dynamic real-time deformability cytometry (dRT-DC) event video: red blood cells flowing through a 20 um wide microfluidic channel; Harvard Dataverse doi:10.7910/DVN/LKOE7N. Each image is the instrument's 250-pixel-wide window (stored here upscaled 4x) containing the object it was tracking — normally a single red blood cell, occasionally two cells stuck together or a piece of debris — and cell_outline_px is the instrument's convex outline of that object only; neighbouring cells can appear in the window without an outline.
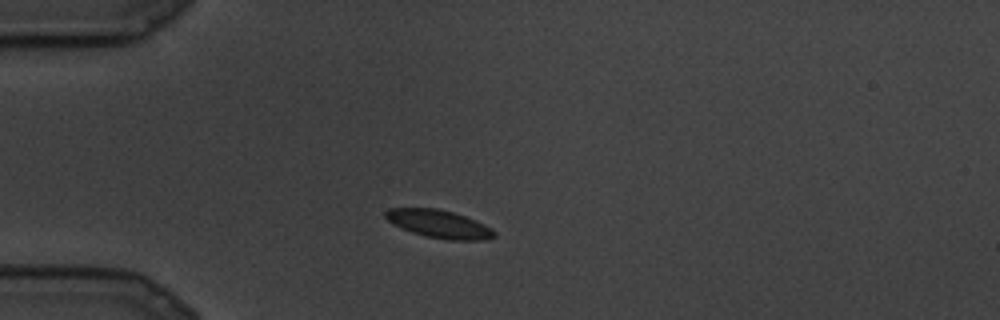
{"species": "common noctule bat (a hibernating species)", "species_latin": "Nyctalus noctula", "temperature_condition": "cold", "stored_images_in_passage": 6, "camera_frame_rate_fps": 3000, "um_per_image_px": 0.085, "animal": {"sex": "male", "body_mass_g": 19.5, "forearm_length_mm": 54.6}, "frame": {"image": 1, "passage_image": 3, "time_ms": 0.667, "image_size_px": [1000, 320], "cell_outline_px": [[496, 236], [484, 240], [448, 240], [424, 236], [412, 232], [392, 224], [384, 216], [384, 212], [388, 208], [436, 208], [452, 212], [464, 216], [484, 224], [492, 228], [496, 232]], "centroid_in_image_um": [37.31, 19.04], "position_along_channel_um": 47.7, "area_um2": 17.74}}
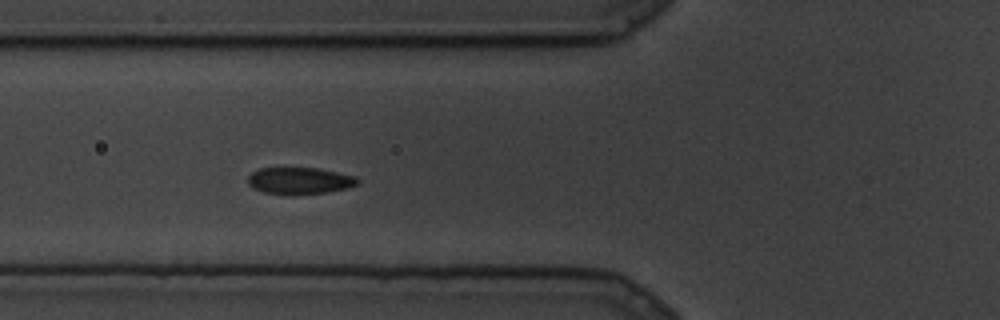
{"frame": {"image": 2, "passage_image": 6, "time_ms": 1.667, "image_size_px": [1000, 320], "cell_outline_px": [[360, 184], [348, 188], [324, 192], [264, 192], [248, 184], [248, 176], [252, 172], [260, 168], [320, 168], [356, 176], [360, 180]], "centroid_in_image_um": [25.54, 15.31], "position_along_channel_um": 100.3, "area_um2": 16.47}}